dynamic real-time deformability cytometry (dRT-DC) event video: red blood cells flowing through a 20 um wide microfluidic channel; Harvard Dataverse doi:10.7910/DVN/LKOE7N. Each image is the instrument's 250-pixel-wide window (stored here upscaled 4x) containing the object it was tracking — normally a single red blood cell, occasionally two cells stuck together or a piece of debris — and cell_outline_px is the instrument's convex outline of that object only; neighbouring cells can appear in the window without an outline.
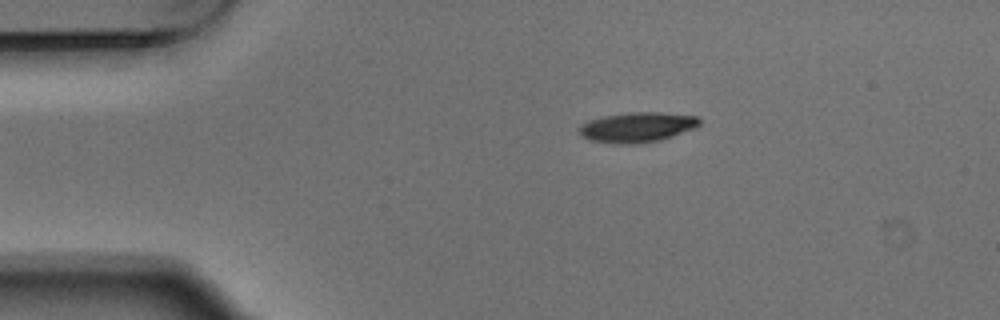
{"species": "Egyptian fruit bat (a non-hibernating species)", "species_latin": "Rousettus aegyptiacus", "temperature_condition": "warm", "stored_images_in_passage": 2, "camera_frame_rate_fps": 3000, "um_per_image_px": 0.085, "animal": {"sex": "male"}, "frame": {"image": 1, "passage_image": 2, "time_ms": 0.333, "image_size_px": [1000, 320], "cell_outline_px": [[700, 124], [696, 128], [660, 140], [632, 144], [620, 144], [588, 140], [580, 132], [580, 124], [588, 120], [604, 116], [628, 112], [660, 112], [700, 116]], "centroid_in_image_um": [54.19, 10.8], "position_along_channel_um": 30.8, "area_um2": 21.1}}